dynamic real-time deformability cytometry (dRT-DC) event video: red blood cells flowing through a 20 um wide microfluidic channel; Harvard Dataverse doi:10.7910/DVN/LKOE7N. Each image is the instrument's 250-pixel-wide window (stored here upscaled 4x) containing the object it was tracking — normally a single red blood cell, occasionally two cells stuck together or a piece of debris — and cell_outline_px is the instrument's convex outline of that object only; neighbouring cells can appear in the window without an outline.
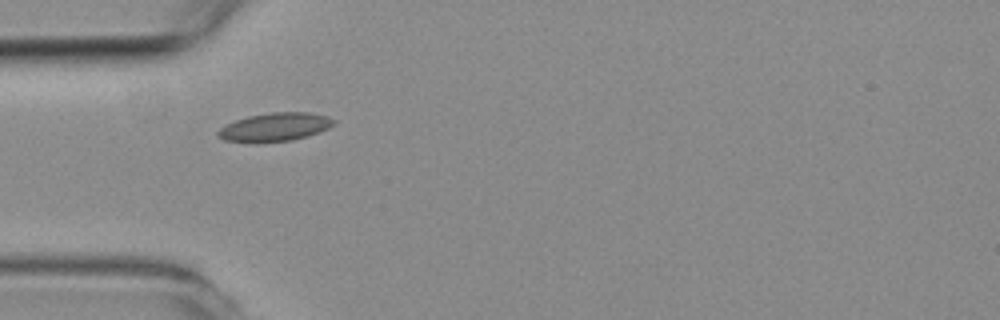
{"species": "common noctule bat (a hibernating species)", "species_latin": "Nyctalus noctula", "temperature_condition": "room temperature", "stored_images_in_passage": 8, "camera_frame_rate_fps": 3000, "um_per_image_px": 0.085, "animal": {"sex": "female", "body_mass_g": 19.3, "forearm_length_mm": 54.1}, "frame": {"image": 1, "passage_image": 6, "time_ms": 6.0, "image_size_px": [1000, 320], "cell_outline_px": [[336, 124], [328, 128], [292, 140], [224, 140], [216, 136], [216, 132], [220, 128], [236, 120], [248, 116], [272, 112], [312, 112], [328, 116], [336, 120]], "centroid_in_image_um": [23.42, 10.74], "position_along_channel_um": 61.6, "area_um2": 18.44}}
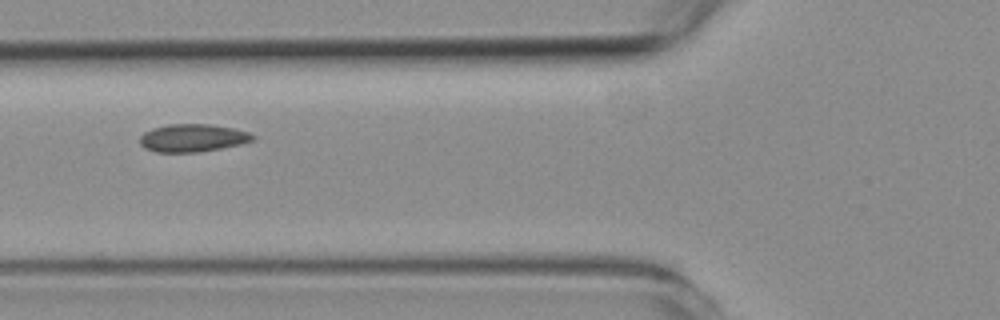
{"frame": {"image": 2, "passage_image": 7, "time_ms": 7.333, "image_size_px": [1000, 320], "cell_outline_px": [[256, 140], [240, 144], [200, 152], [156, 152], [144, 148], [140, 144], [140, 136], [144, 132], [152, 128], [168, 124], [208, 124], [232, 128], [248, 132], [256, 136]], "centroid_in_image_um": [16.37, 11.72], "position_along_channel_um": 109.4, "area_um2": 18.32}}
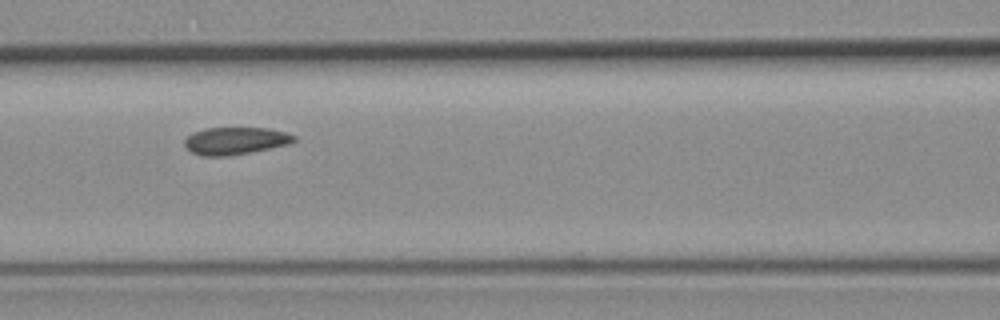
{"frame": {"image": 3, "passage_image": 8, "time_ms": 8.333, "image_size_px": [1000, 320], "cell_outline_px": [[296, 140], [288, 144], [228, 156], [200, 156], [192, 152], [184, 144], [184, 140], [192, 132], [208, 128], [268, 128], [288, 132], [296, 136]], "centroid_in_image_um": [20.0, 11.96], "position_along_channel_um": 146.6, "area_um2": 17.34}}